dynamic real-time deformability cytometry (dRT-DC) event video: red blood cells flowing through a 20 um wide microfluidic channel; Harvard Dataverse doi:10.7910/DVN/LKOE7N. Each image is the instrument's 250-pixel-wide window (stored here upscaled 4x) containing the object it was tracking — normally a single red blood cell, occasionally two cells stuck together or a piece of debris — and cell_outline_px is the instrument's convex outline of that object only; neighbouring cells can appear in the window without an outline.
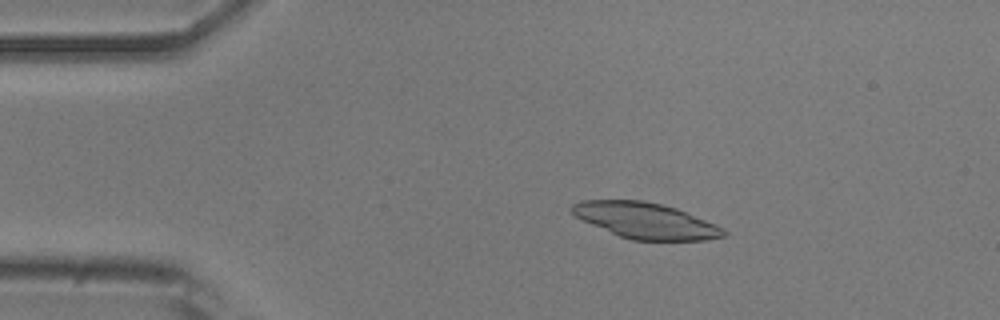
{"species": "common noctule bat (a hibernating species)", "species_latin": "Nyctalus noctula", "temperature_condition": "room temperature", "stored_images_in_passage": 25, "camera_frame_rate_fps": 3000, "um_per_image_px": 0.085, "animal": {"sex": "male", "body_mass_g": 20.5, "forearm_length_mm": 52.5}, "frame": {"image": 1, "passage_image": 9, "time_ms": 2.667, "image_size_px": [1000, 320], "cell_outline_px": [[728, 232], [724, 236], [704, 240], [632, 240], [620, 236], [592, 224], [576, 216], [572, 212], [572, 204], [580, 200], [644, 200], [676, 208], [716, 224], [724, 228]], "centroid_in_image_um": [54.9, 18.75], "position_along_channel_um": 30.1, "area_um2": 31.33}}